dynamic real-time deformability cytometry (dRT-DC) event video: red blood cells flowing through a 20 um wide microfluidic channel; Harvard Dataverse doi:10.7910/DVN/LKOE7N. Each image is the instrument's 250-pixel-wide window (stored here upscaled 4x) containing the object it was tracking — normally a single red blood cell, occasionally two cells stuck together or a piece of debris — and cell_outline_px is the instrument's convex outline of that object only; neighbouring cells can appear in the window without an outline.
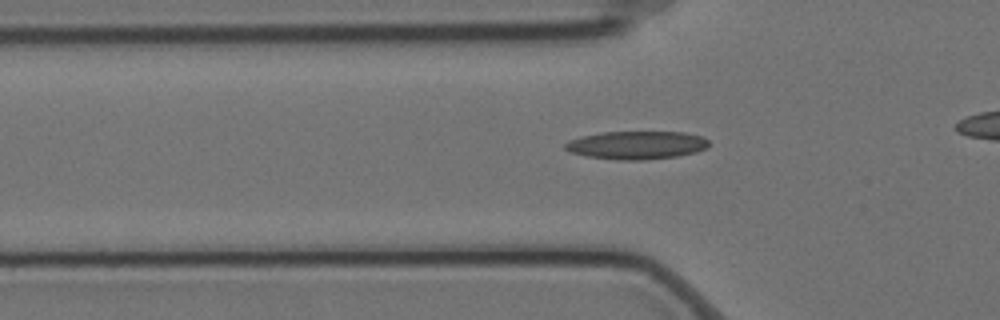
{"species": "Egyptian fruit bat (a non-hibernating species)", "species_latin": "Rousettus aegyptiacus", "temperature_condition": "cold", "stored_images_in_passage": 46, "camera_frame_rate_fps": 3000, "um_per_image_px": 0.085, "animal": {"sex": "female"}, "frame": {"image": 1, "passage_image": 18, "time_ms": 5.667, "image_size_px": [1000, 320], "cell_outline_px": [[708, 144], [704, 148], [696, 152], [676, 156], [640, 160], [616, 160], [588, 156], [572, 152], [564, 148], [564, 144], [568, 140], [580, 136], [604, 132], [684, 132], [704, 136], [708, 140]], "centroid_in_image_um": [54.1, 12.32], "position_along_channel_um": 71.7, "area_um2": 23.47}}
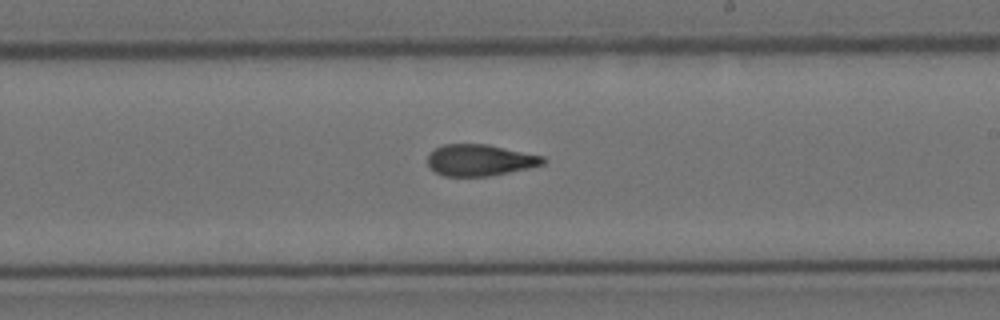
{"frame": {"image": 2, "passage_image": 33, "time_ms": 10.667, "image_size_px": [1000, 320], "cell_outline_px": [[548, 160], [544, 164], [528, 168], [488, 176], [444, 176], [436, 172], [428, 164], [428, 156], [436, 148], [444, 144], [488, 144], [544, 156]], "centroid_in_image_um": [40.83, 13.6], "position_along_channel_um": 248.2, "area_um2": 21.04}}
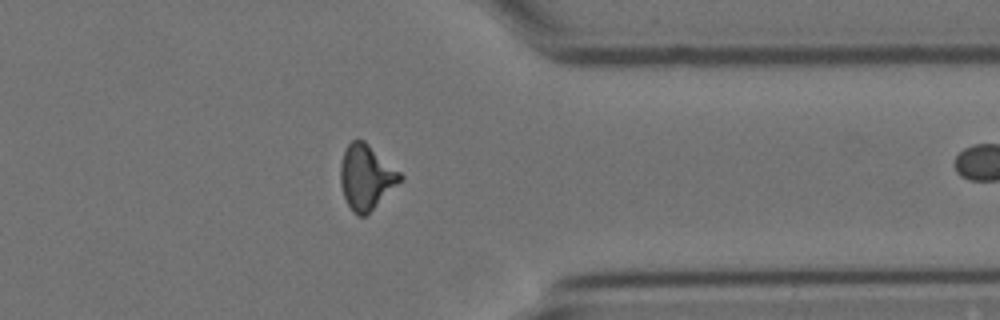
{"frame": {"image": 3, "passage_image": 45, "time_ms": 14.667, "image_size_px": [1000, 320], "cell_outline_px": [[404, 180], [364, 216], [356, 216], [352, 212], [344, 196], [340, 184], [340, 164], [344, 152], [348, 144], [352, 140], [364, 140], [400, 172], [404, 176]], "centroid_in_image_um": [31.13, 15.06], "position_along_channel_um": 380.3, "area_um2": 22.48}}